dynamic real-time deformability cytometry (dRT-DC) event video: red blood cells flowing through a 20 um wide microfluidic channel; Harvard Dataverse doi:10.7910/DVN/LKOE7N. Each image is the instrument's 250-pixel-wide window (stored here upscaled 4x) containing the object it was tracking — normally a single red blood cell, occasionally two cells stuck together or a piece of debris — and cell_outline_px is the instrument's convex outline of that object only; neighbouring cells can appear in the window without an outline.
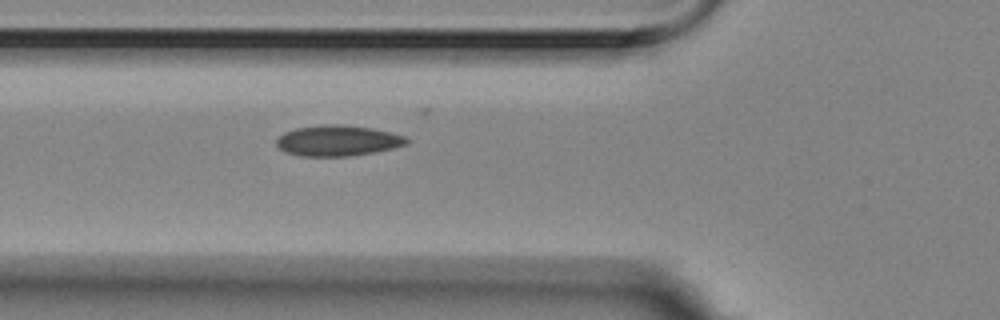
{"species": "Egyptian fruit bat (a non-hibernating species)", "species_latin": "Rousettus aegyptiacus", "temperature_condition": "room temperature", "stored_images_in_passage": 5, "camera_frame_rate_fps": 3000, "um_per_image_px": 0.085, "animal": {"sex": "female"}, "frame": {"image": 1, "passage_image": 5, "time_ms": 1.333, "image_size_px": [1000, 320], "cell_outline_px": [[408, 144], [392, 148], [352, 156], [300, 156], [284, 152], [276, 144], [276, 140], [284, 132], [296, 128], [324, 124], [344, 124], [372, 128], [404, 136], [408, 140]], "centroid_in_image_um": [28.68, 11.95], "position_along_channel_um": 97.1, "area_um2": 23.24}}